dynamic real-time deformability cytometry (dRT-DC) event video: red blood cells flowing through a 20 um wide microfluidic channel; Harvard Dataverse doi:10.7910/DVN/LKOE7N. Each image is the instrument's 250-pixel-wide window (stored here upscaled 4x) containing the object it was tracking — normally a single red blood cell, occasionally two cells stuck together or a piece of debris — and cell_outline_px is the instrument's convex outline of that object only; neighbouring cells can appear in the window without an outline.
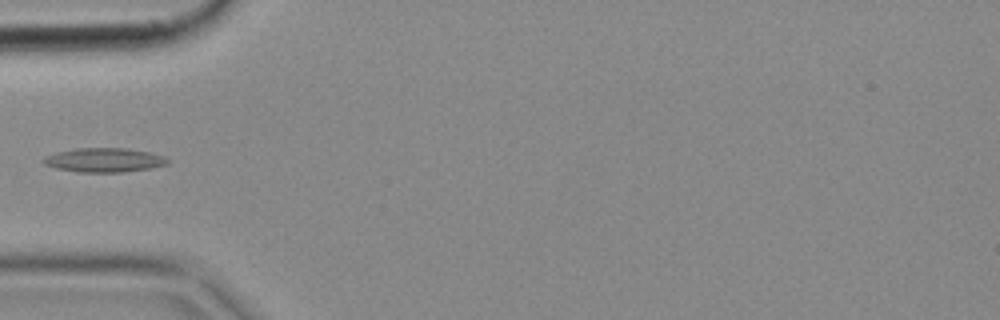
{"species": "common noctule bat (a hibernating species)", "species_latin": "Nyctalus noctula", "temperature_condition": "cold", "stored_images_in_passage": 5, "camera_frame_rate_fps": 3000, "um_per_image_px": 0.085, "animal": {"sex": "female", "body_mass_g": 18.4}, "frame": {"image": 1, "passage_image": 5, "time_ms": 1.333, "image_size_px": [1000, 320], "cell_outline_px": [[172, 160], [168, 164], [148, 168], [124, 172], [80, 172], [56, 168], [44, 164], [40, 160], [44, 156], [56, 152], [76, 148], [124, 148], [148, 152], [164, 156]], "centroid_in_image_um": [8.83, 13.6], "position_along_channel_um": 76.2, "area_um2": 17.51}}